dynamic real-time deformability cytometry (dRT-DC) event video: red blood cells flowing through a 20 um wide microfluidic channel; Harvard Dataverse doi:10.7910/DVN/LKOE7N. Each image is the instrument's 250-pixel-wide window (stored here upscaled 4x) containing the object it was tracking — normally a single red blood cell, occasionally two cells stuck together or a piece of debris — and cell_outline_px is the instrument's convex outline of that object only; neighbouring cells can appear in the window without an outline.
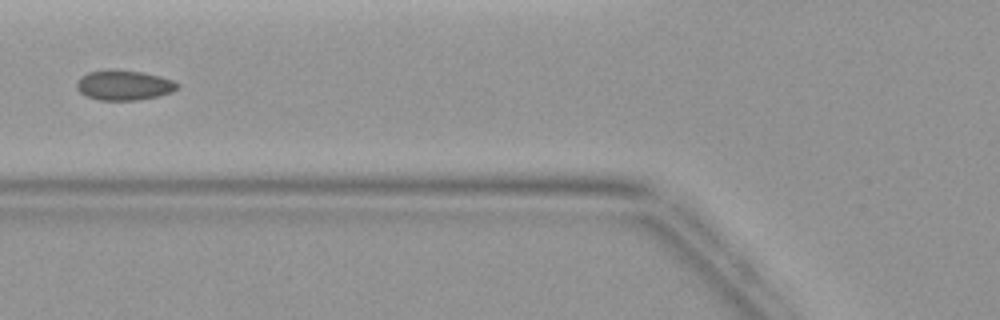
{"species": "common noctule bat (a hibernating species)", "species_latin": "Nyctalus noctula", "temperature_condition": "warm", "stored_images_in_passage": 5, "camera_frame_rate_fps": 3000, "um_per_image_px": 0.085, "animal": {"sex": "female", "body_mass_g": 19.9}, "frame": {"image": 1, "passage_image": 5, "time_ms": 5.667, "image_size_px": [1000, 320], "cell_outline_px": [[180, 84], [172, 92], [160, 96], [140, 100], [100, 100], [88, 96], [80, 92], [76, 88], [76, 84], [80, 76], [88, 72], [144, 72], [160, 76], [172, 80]], "centroid_in_image_um": [10.57, 7.28], "position_along_channel_um": 115.2, "area_um2": 17.05}}